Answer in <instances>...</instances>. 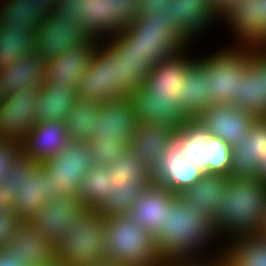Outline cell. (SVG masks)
<instances>
[{
    "label": "cell",
    "instance_id": "54",
    "mask_svg": "<svg viewBox=\"0 0 266 266\" xmlns=\"http://www.w3.org/2000/svg\"><path fill=\"white\" fill-rule=\"evenodd\" d=\"M3 95H2V93L0 92V102L3 100Z\"/></svg>",
    "mask_w": 266,
    "mask_h": 266
},
{
    "label": "cell",
    "instance_id": "46",
    "mask_svg": "<svg viewBox=\"0 0 266 266\" xmlns=\"http://www.w3.org/2000/svg\"><path fill=\"white\" fill-rule=\"evenodd\" d=\"M35 5H37L36 13L42 19L45 20L50 16L55 4L58 0H31Z\"/></svg>",
    "mask_w": 266,
    "mask_h": 266
},
{
    "label": "cell",
    "instance_id": "18",
    "mask_svg": "<svg viewBox=\"0 0 266 266\" xmlns=\"http://www.w3.org/2000/svg\"><path fill=\"white\" fill-rule=\"evenodd\" d=\"M96 121V132L90 143L116 141L117 146H129L138 125L131 98L102 103Z\"/></svg>",
    "mask_w": 266,
    "mask_h": 266
},
{
    "label": "cell",
    "instance_id": "49",
    "mask_svg": "<svg viewBox=\"0 0 266 266\" xmlns=\"http://www.w3.org/2000/svg\"><path fill=\"white\" fill-rule=\"evenodd\" d=\"M208 1L220 13L223 9H225L228 5L233 3L235 0H208Z\"/></svg>",
    "mask_w": 266,
    "mask_h": 266
},
{
    "label": "cell",
    "instance_id": "20",
    "mask_svg": "<svg viewBox=\"0 0 266 266\" xmlns=\"http://www.w3.org/2000/svg\"><path fill=\"white\" fill-rule=\"evenodd\" d=\"M3 249L25 266H49L56 260L55 245L28 221L15 227Z\"/></svg>",
    "mask_w": 266,
    "mask_h": 266
},
{
    "label": "cell",
    "instance_id": "39",
    "mask_svg": "<svg viewBox=\"0 0 266 266\" xmlns=\"http://www.w3.org/2000/svg\"><path fill=\"white\" fill-rule=\"evenodd\" d=\"M105 43L116 52L117 57L125 58L126 81L136 89L152 67L146 62V59L140 58L132 51H127L114 36H110Z\"/></svg>",
    "mask_w": 266,
    "mask_h": 266
},
{
    "label": "cell",
    "instance_id": "45",
    "mask_svg": "<svg viewBox=\"0 0 266 266\" xmlns=\"http://www.w3.org/2000/svg\"><path fill=\"white\" fill-rule=\"evenodd\" d=\"M170 3V0H139L136 17L152 16L155 8H161Z\"/></svg>",
    "mask_w": 266,
    "mask_h": 266
},
{
    "label": "cell",
    "instance_id": "43",
    "mask_svg": "<svg viewBox=\"0 0 266 266\" xmlns=\"http://www.w3.org/2000/svg\"><path fill=\"white\" fill-rule=\"evenodd\" d=\"M20 222L21 220L14 213L13 208L0 207V249L8 244L11 232Z\"/></svg>",
    "mask_w": 266,
    "mask_h": 266
},
{
    "label": "cell",
    "instance_id": "14",
    "mask_svg": "<svg viewBox=\"0 0 266 266\" xmlns=\"http://www.w3.org/2000/svg\"><path fill=\"white\" fill-rule=\"evenodd\" d=\"M204 175L200 168L183 157L181 143L174 136L168 142L160 161L146 178L181 196Z\"/></svg>",
    "mask_w": 266,
    "mask_h": 266
},
{
    "label": "cell",
    "instance_id": "13",
    "mask_svg": "<svg viewBox=\"0 0 266 266\" xmlns=\"http://www.w3.org/2000/svg\"><path fill=\"white\" fill-rule=\"evenodd\" d=\"M231 105L258 118L266 117V46L252 47Z\"/></svg>",
    "mask_w": 266,
    "mask_h": 266
},
{
    "label": "cell",
    "instance_id": "6",
    "mask_svg": "<svg viewBox=\"0 0 266 266\" xmlns=\"http://www.w3.org/2000/svg\"><path fill=\"white\" fill-rule=\"evenodd\" d=\"M109 197L155 237L164 224L165 212L177 195L147 178H129L112 186Z\"/></svg>",
    "mask_w": 266,
    "mask_h": 266
},
{
    "label": "cell",
    "instance_id": "35",
    "mask_svg": "<svg viewBox=\"0 0 266 266\" xmlns=\"http://www.w3.org/2000/svg\"><path fill=\"white\" fill-rule=\"evenodd\" d=\"M175 137L181 143L182 155L208 174L207 142L210 134L197 119H188Z\"/></svg>",
    "mask_w": 266,
    "mask_h": 266
},
{
    "label": "cell",
    "instance_id": "30",
    "mask_svg": "<svg viewBox=\"0 0 266 266\" xmlns=\"http://www.w3.org/2000/svg\"><path fill=\"white\" fill-rule=\"evenodd\" d=\"M51 199L50 179L45 169L39 164L21 181L18 195L15 196L13 211L21 221H28L46 201Z\"/></svg>",
    "mask_w": 266,
    "mask_h": 266
},
{
    "label": "cell",
    "instance_id": "34",
    "mask_svg": "<svg viewBox=\"0 0 266 266\" xmlns=\"http://www.w3.org/2000/svg\"><path fill=\"white\" fill-rule=\"evenodd\" d=\"M36 49V29L26 24L0 27V69Z\"/></svg>",
    "mask_w": 266,
    "mask_h": 266
},
{
    "label": "cell",
    "instance_id": "23",
    "mask_svg": "<svg viewBox=\"0 0 266 266\" xmlns=\"http://www.w3.org/2000/svg\"><path fill=\"white\" fill-rule=\"evenodd\" d=\"M137 122L172 127L179 131L188 118L172 97H152V92L142 83L131 95Z\"/></svg>",
    "mask_w": 266,
    "mask_h": 266
},
{
    "label": "cell",
    "instance_id": "33",
    "mask_svg": "<svg viewBox=\"0 0 266 266\" xmlns=\"http://www.w3.org/2000/svg\"><path fill=\"white\" fill-rule=\"evenodd\" d=\"M227 266H266V235L245 234L222 244Z\"/></svg>",
    "mask_w": 266,
    "mask_h": 266
},
{
    "label": "cell",
    "instance_id": "48",
    "mask_svg": "<svg viewBox=\"0 0 266 266\" xmlns=\"http://www.w3.org/2000/svg\"><path fill=\"white\" fill-rule=\"evenodd\" d=\"M172 2L161 8H155L152 18L171 19L172 18Z\"/></svg>",
    "mask_w": 266,
    "mask_h": 266
},
{
    "label": "cell",
    "instance_id": "50",
    "mask_svg": "<svg viewBox=\"0 0 266 266\" xmlns=\"http://www.w3.org/2000/svg\"><path fill=\"white\" fill-rule=\"evenodd\" d=\"M258 179L266 184V156L260 160L258 168Z\"/></svg>",
    "mask_w": 266,
    "mask_h": 266
},
{
    "label": "cell",
    "instance_id": "53",
    "mask_svg": "<svg viewBox=\"0 0 266 266\" xmlns=\"http://www.w3.org/2000/svg\"><path fill=\"white\" fill-rule=\"evenodd\" d=\"M152 266H164L163 265V261H161L160 263L156 264V265H152Z\"/></svg>",
    "mask_w": 266,
    "mask_h": 266
},
{
    "label": "cell",
    "instance_id": "19",
    "mask_svg": "<svg viewBox=\"0 0 266 266\" xmlns=\"http://www.w3.org/2000/svg\"><path fill=\"white\" fill-rule=\"evenodd\" d=\"M39 89L5 95L0 102V137L23 138L38 124Z\"/></svg>",
    "mask_w": 266,
    "mask_h": 266
},
{
    "label": "cell",
    "instance_id": "3",
    "mask_svg": "<svg viewBox=\"0 0 266 266\" xmlns=\"http://www.w3.org/2000/svg\"><path fill=\"white\" fill-rule=\"evenodd\" d=\"M90 155V142H69L40 163L50 179L51 198L66 194L91 202L109 196L112 186L98 173Z\"/></svg>",
    "mask_w": 266,
    "mask_h": 266
},
{
    "label": "cell",
    "instance_id": "9",
    "mask_svg": "<svg viewBox=\"0 0 266 266\" xmlns=\"http://www.w3.org/2000/svg\"><path fill=\"white\" fill-rule=\"evenodd\" d=\"M215 51L209 56L198 57L205 64L210 81L211 106L231 104L233 94L237 93L238 77L247 68L252 48L229 44Z\"/></svg>",
    "mask_w": 266,
    "mask_h": 266
},
{
    "label": "cell",
    "instance_id": "47",
    "mask_svg": "<svg viewBox=\"0 0 266 266\" xmlns=\"http://www.w3.org/2000/svg\"><path fill=\"white\" fill-rule=\"evenodd\" d=\"M0 266H25L19 260L9 255L3 248L0 249Z\"/></svg>",
    "mask_w": 266,
    "mask_h": 266
},
{
    "label": "cell",
    "instance_id": "24",
    "mask_svg": "<svg viewBox=\"0 0 266 266\" xmlns=\"http://www.w3.org/2000/svg\"><path fill=\"white\" fill-rule=\"evenodd\" d=\"M266 156V117L257 118L244 139L231 147L232 178L258 179L260 160Z\"/></svg>",
    "mask_w": 266,
    "mask_h": 266
},
{
    "label": "cell",
    "instance_id": "5",
    "mask_svg": "<svg viewBox=\"0 0 266 266\" xmlns=\"http://www.w3.org/2000/svg\"><path fill=\"white\" fill-rule=\"evenodd\" d=\"M106 259L125 266H152L162 260L154 237L148 230L129 218L107 196L105 212Z\"/></svg>",
    "mask_w": 266,
    "mask_h": 266
},
{
    "label": "cell",
    "instance_id": "2",
    "mask_svg": "<svg viewBox=\"0 0 266 266\" xmlns=\"http://www.w3.org/2000/svg\"><path fill=\"white\" fill-rule=\"evenodd\" d=\"M265 226L266 184L259 179L229 177L215 215L217 238L224 244L237 236L263 233Z\"/></svg>",
    "mask_w": 266,
    "mask_h": 266
},
{
    "label": "cell",
    "instance_id": "15",
    "mask_svg": "<svg viewBox=\"0 0 266 266\" xmlns=\"http://www.w3.org/2000/svg\"><path fill=\"white\" fill-rule=\"evenodd\" d=\"M89 203L80 196L59 194L46 201L28 222L56 245L74 227L75 216Z\"/></svg>",
    "mask_w": 266,
    "mask_h": 266
},
{
    "label": "cell",
    "instance_id": "17",
    "mask_svg": "<svg viewBox=\"0 0 266 266\" xmlns=\"http://www.w3.org/2000/svg\"><path fill=\"white\" fill-rule=\"evenodd\" d=\"M186 45L173 55L164 57L155 67L149 70L142 84L152 92V97H174L176 103L183 107V97H181L182 83L185 79L186 67L196 58L197 54H191ZM194 55L193 58H191ZM196 55V56H195Z\"/></svg>",
    "mask_w": 266,
    "mask_h": 266
},
{
    "label": "cell",
    "instance_id": "32",
    "mask_svg": "<svg viewBox=\"0 0 266 266\" xmlns=\"http://www.w3.org/2000/svg\"><path fill=\"white\" fill-rule=\"evenodd\" d=\"M78 99V87L75 84L65 86H51L49 83H42L39 89L37 103L38 123L54 120L64 121L69 116L70 109Z\"/></svg>",
    "mask_w": 266,
    "mask_h": 266
},
{
    "label": "cell",
    "instance_id": "7",
    "mask_svg": "<svg viewBox=\"0 0 266 266\" xmlns=\"http://www.w3.org/2000/svg\"><path fill=\"white\" fill-rule=\"evenodd\" d=\"M126 49L155 67L164 57L173 55L192 42L173 24L171 19L136 17L113 35Z\"/></svg>",
    "mask_w": 266,
    "mask_h": 266
},
{
    "label": "cell",
    "instance_id": "22",
    "mask_svg": "<svg viewBox=\"0 0 266 266\" xmlns=\"http://www.w3.org/2000/svg\"><path fill=\"white\" fill-rule=\"evenodd\" d=\"M99 46V41L88 38L84 43L65 50L46 64L44 83L51 86H78L80 78L86 74Z\"/></svg>",
    "mask_w": 266,
    "mask_h": 266
},
{
    "label": "cell",
    "instance_id": "27",
    "mask_svg": "<svg viewBox=\"0 0 266 266\" xmlns=\"http://www.w3.org/2000/svg\"><path fill=\"white\" fill-rule=\"evenodd\" d=\"M70 142L65 121L38 123L22 138L23 152L41 163L57 155Z\"/></svg>",
    "mask_w": 266,
    "mask_h": 266
},
{
    "label": "cell",
    "instance_id": "42",
    "mask_svg": "<svg viewBox=\"0 0 266 266\" xmlns=\"http://www.w3.org/2000/svg\"><path fill=\"white\" fill-rule=\"evenodd\" d=\"M164 266H227L223 253L211 255L210 257L179 258L163 261Z\"/></svg>",
    "mask_w": 266,
    "mask_h": 266
},
{
    "label": "cell",
    "instance_id": "31",
    "mask_svg": "<svg viewBox=\"0 0 266 266\" xmlns=\"http://www.w3.org/2000/svg\"><path fill=\"white\" fill-rule=\"evenodd\" d=\"M228 178L221 174H205L180 197L188 205L201 210L215 223V215L220 210Z\"/></svg>",
    "mask_w": 266,
    "mask_h": 266
},
{
    "label": "cell",
    "instance_id": "28",
    "mask_svg": "<svg viewBox=\"0 0 266 266\" xmlns=\"http://www.w3.org/2000/svg\"><path fill=\"white\" fill-rule=\"evenodd\" d=\"M181 97V111L188 119H197L211 107L210 81L207 79L206 66L198 56L186 67Z\"/></svg>",
    "mask_w": 266,
    "mask_h": 266
},
{
    "label": "cell",
    "instance_id": "29",
    "mask_svg": "<svg viewBox=\"0 0 266 266\" xmlns=\"http://www.w3.org/2000/svg\"><path fill=\"white\" fill-rule=\"evenodd\" d=\"M128 149L129 146H117L116 141L90 143V156L97 171L111 186L132 178Z\"/></svg>",
    "mask_w": 266,
    "mask_h": 266
},
{
    "label": "cell",
    "instance_id": "12",
    "mask_svg": "<svg viewBox=\"0 0 266 266\" xmlns=\"http://www.w3.org/2000/svg\"><path fill=\"white\" fill-rule=\"evenodd\" d=\"M175 134L172 127L138 122L128 149L132 178H146L154 170Z\"/></svg>",
    "mask_w": 266,
    "mask_h": 266
},
{
    "label": "cell",
    "instance_id": "40",
    "mask_svg": "<svg viewBox=\"0 0 266 266\" xmlns=\"http://www.w3.org/2000/svg\"><path fill=\"white\" fill-rule=\"evenodd\" d=\"M208 174H221L229 177L231 146L223 139L215 136L207 142Z\"/></svg>",
    "mask_w": 266,
    "mask_h": 266
},
{
    "label": "cell",
    "instance_id": "25",
    "mask_svg": "<svg viewBox=\"0 0 266 266\" xmlns=\"http://www.w3.org/2000/svg\"><path fill=\"white\" fill-rule=\"evenodd\" d=\"M45 71L46 63L36 50H30L0 69V92L5 96L31 88L41 89Z\"/></svg>",
    "mask_w": 266,
    "mask_h": 266
},
{
    "label": "cell",
    "instance_id": "10",
    "mask_svg": "<svg viewBox=\"0 0 266 266\" xmlns=\"http://www.w3.org/2000/svg\"><path fill=\"white\" fill-rule=\"evenodd\" d=\"M139 0H84L79 27L99 42L121 31L136 18Z\"/></svg>",
    "mask_w": 266,
    "mask_h": 266
},
{
    "label": "cell",
    "instance_id": "55",
    "mask_svg": "<svg viewBox=\"0 0 266 266\" xmlns=\"http://www.w3.org/2000/svg\"><path fill=\"white\" fill-rule=\"evenodd\" d=\"M263 233L266 235V226H265V228H264V231H263Z\"/></svg>",
    "mask_w": 266,
    "mask_h": 266
},
{
    "label": "cell",
    "instance_id": "44",
    "mask_svg": "<svg viewBox=\"0 0 266 266\" xmlns=\"http://www.w3.org/2000/svg\"><path fill=\"white\" fill-rule=\"evenodd\" d=\"M84 0H58L54 10L61 18H73L74 22L79 25V16L81 15V5Z\"/></svg>",
    "mask_w": 266,
    "mask_h": 266
},
{
    "label": "cell",
    "instance_id": "16",
    "mask_svg": "<svg viewBox=\"0 0 266 266\" xmlns=\"http://www.w3.org/2000/svg\"><path fill=\"white\" fill-rule=\"evenodd\" d=\"M89 37L73 18L63 17L53 9L36 28V51L47 64L65 50L84 43Z\"/></svg>",
    "mask_w": 266,
    "mask_h": 266
},
{
    "label": "cell",
    "instance_id": "37",
    "mask_svg": "<svg viewBox=\"0 0 266 266\" xmlns=\"http://www.w3.org/2000/svg\"><path fill=\"white\" fill-rule=\"evenodd\" d=\"M22 152L13 162L0 183V207L13 208V202L19 192L21 181L27 180L29 174L39 165Z\"/></svg>",
    "mask_w": 266,
    "mask_h": 266
},
{
    "label": "cell",
    "instance_id": "41",
    "mask_svg": "<svg viewBox=\"0 0 266 266\" xmlns=\"http://www.w3.org/2000/svg\"><path fill=\"white\" fill-rule=\"evenodd\" d=\"M22 152L21 138L0 137V183L4 180L12 162Z\"/></svg>",
    "mask_w": 266,
    "mask_h": 266
},
{
    "label": "cell",
    "instance_id": "52",
    "mask_svg": "<svg viewBox=\"0 0 266 266\" xmlns=\"http://www.w3.org/2000/svg\"><path fill=\"white\" fill-rule=\"evenodd\" d=\"M49 266H69V265H66L65 263H62V262H59V261L55 260Z\"/></svg>",
    "mask_w": 266,
    "mask_h": 266
},
{
    "label": "cell",
    "instance_id": "51",
    "mask_svg": "<svg viewBox=\"0 0 266 266\" xmlns=\"http://www.w3.org/2000/svg\"><path fill=\"white\" fill-rule=\"evenodd\" d=\"M91 266H125V265H121V264H118V263H113V262H110V261L106 260L105 262L97 263V264H94V265H91Z\"/></svg>",
    "mask_w": 266,
    "mask_h": 266
},
{
    "label": "cell",
    "instance_id": "4",
    "mask_svg": "<svg viewBox=\"0 0 266 266\" xmlns=\"http://www.w3.org/2000/svg\"><path fill=\"white\" fill-rule=\"evenodd\" d=\"M107 196L89 202L74 218V227L55 245L56 260L69 266L105 262Z\"/></svg>",
    "mask_w": 266,
    "mask_h": 266
},
{
    "label": "cell",
    "instance_id": "1",
    "mask_svg": "<svg viewBox=\"0 0 266 266\" xmlns=\"http://www.w3.org/2000/svg\"><path fill=\"white\" fill-rule=\"evenodd\" d=\"M217 239L215 223L201 210L177 196L165 212L164 224L158 228L154 243L159 258L165 261L222 253L223 245ZM215 243H220V248L215 247L218 252L210 248ZM208 251L210 255L206 254Z\"/></svg>",
    "mask_w": 266,
    "mask_h": 266
},
{
    "label": "cell",
    "instance_id": "11",
    "mask_svg": "<svg viewBox=\"0 0 266 266\" xmlns=\"http://www.w3.org/2000/svg\"><path fill=\"white\" fill-rule=\"evenodd\" d=\"M219 22L231 31L234 47L266 46L264 0H235L220 12Z\"/></svg>",
    "mask_w": 266,
    "mask_h": 266
},
{
    "label": "cell",
    "instance_id": "8",
    "mask_svg": "<svg viewBox=\"0 0 266 266\" xmlns=\"http://www.w3.org/2000/svg\"><path fill=\"white\" fill-rule=\"evenodd\" d=\"M77 87L78 99L101 103L131 98L134 91L126 81L125 58L117 57L105 41L99 42L94 58Z\"/></svg>",
    "mask_w": 266,
    "mask_h": 266
},
{
    "label": "cell",
    "instance_id": "38",
    "mask_svg": "<svg viewBox=\"0 0 266 266\" xmlns=\"http://www.w3.org/2000/svg\"><path fill=\"white\" fill-rule=\"evenodd\" d=\"M37 9L31 0H0V27L26 24L36 29L43 21L36 13Z\"/></svg>",
    "mask_w": 266,
    "mask_h": 266
},
{
    "label": "cell",
    "instance_id": "36",
    "mask_svg": "<svg viewBox=\"0 0 266 266\" xmlns=\"http://www.w3.org/2000/svg\"><path fill=\"white\" fill-rule=\"evenodd\" d=\"M102 103L77 99L64 121L70 142H90L96 132L97 117Z\"/></svg>",
    "mask_w": 266,
    "mask_h": 266
},
{
    "label": "cell",
    "instance_id": "26",
    "mask_svg": "<svg viewBox=\"0 0 266 266\" xmlns=\"http://www.w3.org/2000/svg\"><path fill=\"white\" fill-rule=\"evenodd\" d=\"M170 1L173 3L171 21L193 45L199 40V36L208 33L207 30L211 29L214 23H219L217 20L220 13L208 0Z\"/></svg>",
    "mask_w": 266,
    "mask_h": 266
},
{
    "label": "cell",
    "instance_id": "21",
    "mask_svg": "<svg viewBox=\"0 0 266 266\" xmlns=\"http://www.w3.org/2000/svg\"><path fill=\"white\" fill-rule=\"evenodd\" d=\"M258 117L231 104H217L198 118L211 136L219 137L231 147L244 139Z\"/></svg>",
    "mask_w": 266,
    "mask_h": 266
}]
</instances>
